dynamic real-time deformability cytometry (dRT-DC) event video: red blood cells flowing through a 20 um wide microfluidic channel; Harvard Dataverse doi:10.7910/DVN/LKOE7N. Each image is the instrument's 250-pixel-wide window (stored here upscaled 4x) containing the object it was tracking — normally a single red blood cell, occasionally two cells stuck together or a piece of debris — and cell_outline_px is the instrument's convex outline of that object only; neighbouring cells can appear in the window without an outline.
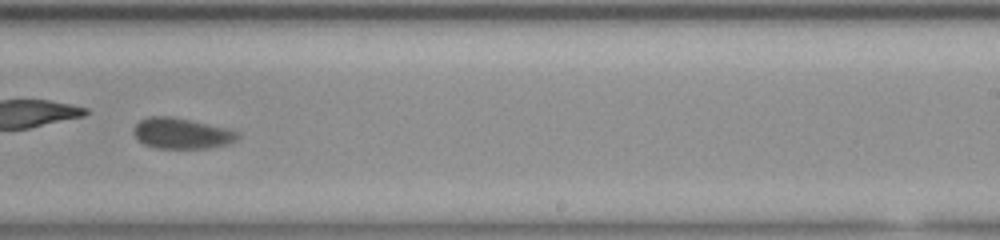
{"species": "common noctule bat (a hibernating species)", "species_latin": "Nyctalus noctula", "temperature_condition": "room temperature", "stored_images_in_passage": 47, "camera_frame_rate_fps": 3000, "um_per_image_px": 0.085, "animal": {"sex": "female", "body_mass_g": 23.0, "forearm_length_mm": 53.4}, "frame": {"image": 1, "passage_image": 27, "time_ms": 8.667, "image_size_px": [1000, 240], "cell_outline_px": [[240, 136], [236, 140], [228, 144], [208, 148], [156, 148], [144, 144], [136, 136], [136, 124], [140, 120], [152, 116], [168, 116], [228, 128], [240, 132]], "centroid_in_image_um": [15.51, 11.35], "position_along_channel_um": 273.5, "area_um2": 18.32}}
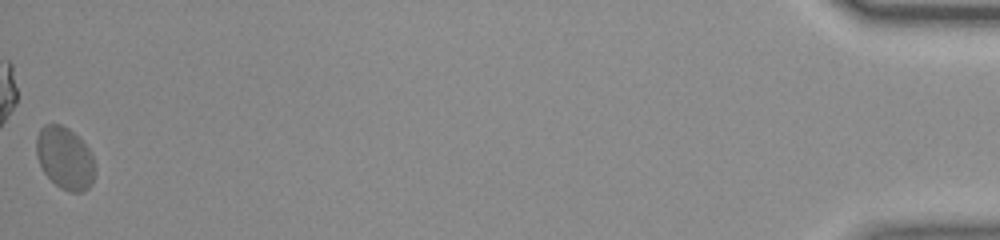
{"frame": {"image": 2, "passage_image": 47, "time_ms": 15.333, "image_size_px": [1000, 240], "cell_outline_px": [[92, 184], [84, 192], [68, 192], [60, 188], [44, 172], [36, 156], [36, 136], [40, 128], [44, 124], [60, 124], [68, 128], [88, 148], [92, 156]], "centroid_in_image_um": [5.46, 13.43], "position_along_channel_um": 429.7, "area_um2": 20.92}, "authors_computed_cell_mechanics": {"area_um2": 19.074, "velocity_mm_per_s": 3.8589, "shape_relaxation_time_tau1_ms": 2.332, "shape_relaxation_time_tau2_ms": 0.7734, "deformation_change_tau1": 0.2099, "deformation_change_tau2": 0.0642}}